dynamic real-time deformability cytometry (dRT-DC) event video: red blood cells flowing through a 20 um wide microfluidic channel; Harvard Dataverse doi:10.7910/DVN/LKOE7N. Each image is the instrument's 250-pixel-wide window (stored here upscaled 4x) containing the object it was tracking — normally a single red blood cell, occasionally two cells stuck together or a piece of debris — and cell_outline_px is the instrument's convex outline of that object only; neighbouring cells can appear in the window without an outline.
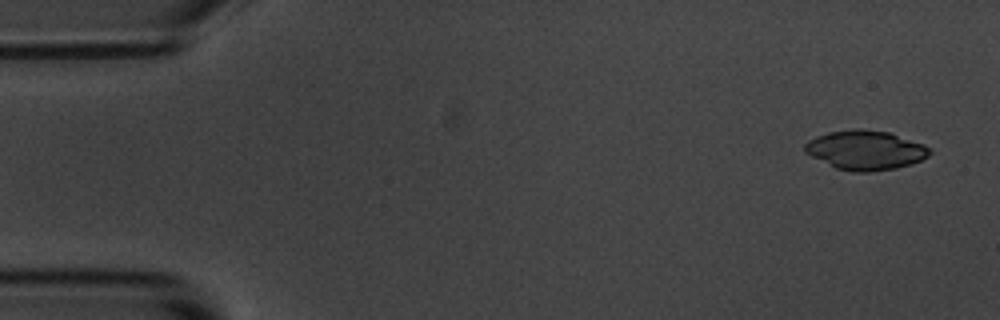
{"species": "common noctule bat (a hibernating species)", "species_latin": "Nyctalus noctula", "temperature_condition": "room temperature", "stored_images_in_passage": 5, "camera_frame_rate_fps": 3000, "um_per_image_px": 0.085, "animal": {"sex": "male", "body_mass_g": 20.1, "forearm_length_mm": 53.5}, "frame": {"image": 1, "passage_image": 1, "time_ms": 0.0, "image_size_px": [1000, 320], "cell_outline_px": [[932, 152], [928, 156], [912, 164], [896, 168], [868, 172], [852, 172], [836, 168], [804, 152], [804, 144], [808, 140], [816, 136], [828, 132], [852, 128], [860, 128], [888, 132], [924, 144]], "centroid_in_image_um": [73.55, 12.75], "position_along_channel_um": 11.5, "area_um2": 28.67}}